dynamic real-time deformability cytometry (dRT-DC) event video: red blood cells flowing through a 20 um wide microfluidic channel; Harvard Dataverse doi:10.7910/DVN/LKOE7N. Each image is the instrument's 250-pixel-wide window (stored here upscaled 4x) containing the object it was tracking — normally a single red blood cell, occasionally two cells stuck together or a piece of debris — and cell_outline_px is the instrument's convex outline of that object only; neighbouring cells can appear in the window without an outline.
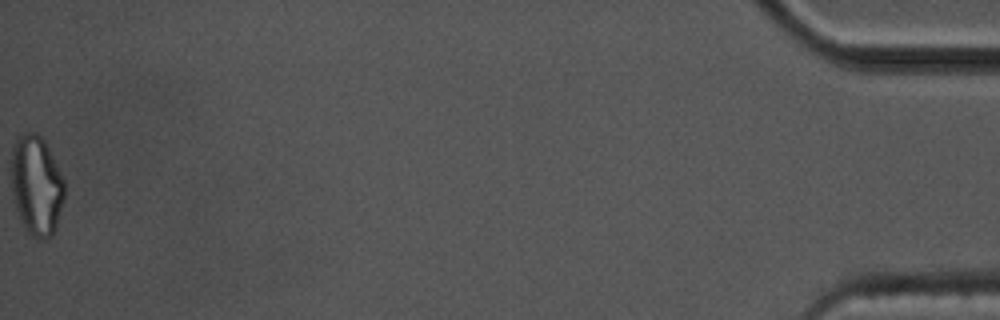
{"species": "common noctule bat (a hibernating species)", "species_latin": "Nyctalus noctula", "temperature_condition": "cold", "stored_images_in_passage": 45, "camera_frame_rate_fps": 3000, "um_per_image_px": 0.085, "animal": {"sex": "male", "body_mass_g": 17.5, "forearm_length_mm": 52.3}, "frame": {"image": 1, "passage_image": 45, "time_ms": 14.667, "image_size_px": [1000, 320], "cell_outline_px": [[64, 196], [56, 224], [52, 236], [44, 240], [40, 240], [32, 236], [24, 228], [16, 208], [12, 192], [12, 148], [16, 136], [24, 132], [36, 132], [44, 140], [64, 180]], "centroid_in_image_um": [3.08, 15.75], "position_along_channel_um": 432.1, "area_um2": 30.75}, "authors_computed_cell_mechanics": {"area_um2": 20.4612, "velocity_mm_per_s": 3.3829, "shape_relaxation_time_tau1_ms": null, "shape_relaxation_time_tau2_ms": 4.8173, "deformation_change_tau1": null, "deformation_change_tau2": 0.1317}}